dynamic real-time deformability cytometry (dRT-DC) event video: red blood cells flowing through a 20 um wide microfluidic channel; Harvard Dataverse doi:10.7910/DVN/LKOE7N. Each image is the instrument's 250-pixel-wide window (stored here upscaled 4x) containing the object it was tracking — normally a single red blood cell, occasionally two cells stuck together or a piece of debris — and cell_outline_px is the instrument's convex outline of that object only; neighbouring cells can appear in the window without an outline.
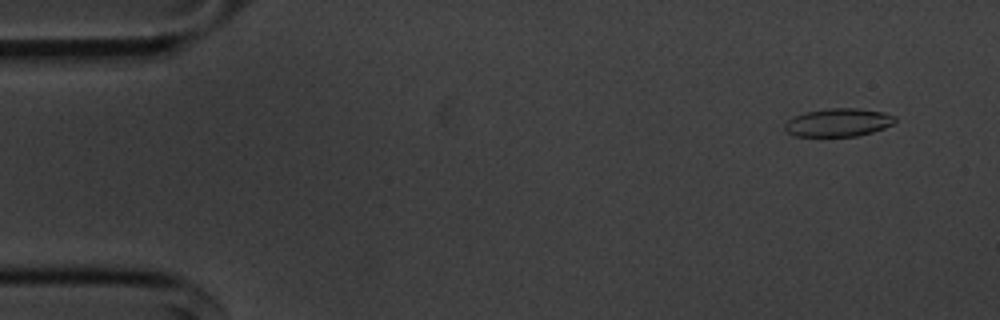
{"species": "common noctule bat (a hibernating species)", "species_latin": "Nyctalus noctula", "temperature_condition": "cold", "stored_images_in_passage": 55, "camera_frame_rate_fps": 3000, "um_per_image_px": 0.085, "animal": {"sex": "male", "body_mass_g": 20.1, "forearm_length_mm": 53.5}, "frame": {"image": 1, "passage_image": 4, "time_ms": 1.0, "image_size_px": [1000, 320], "cell_outline_px": [[896, 120], [892, 124], [884, 128], [872, 132], [856, 136], [796, 136], [788, 132], [784, 128], [784, 124], [788, 120], [804, 112], [828, 108], [856, 108], [884, 112], [896, 116]], "centroid_in_image_um": [71.27, 10.4], "position_along_channel_um": 13.7, "area_um2": 18.03}}
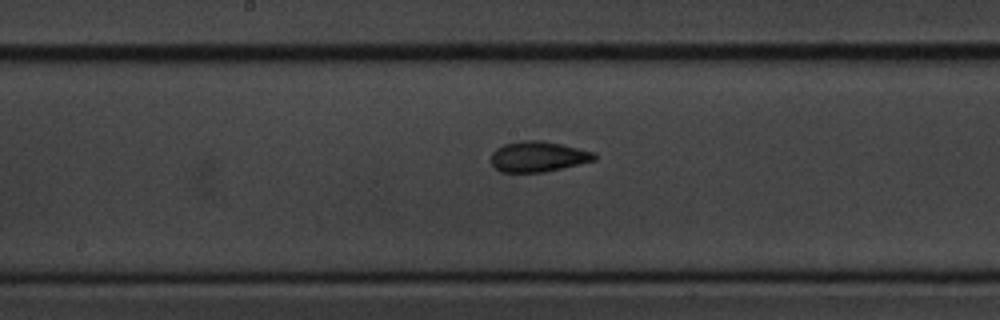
{"frame": {"image": 2, "passage_image": 28, "time_ms": 9.0, "image_size_px": [1000, 320], "cell_outline_px": [[596, 160], [544, 172], [500, 172], [492, 164], [492, 152], [496, 148], [504, 144], [520, 140], [540, 140], [560, 144], [596, 152]], "centroid_in_image_um": [45.74, 13.3], "position_along_channel_um": 202.5, "area_um2": 18.32}}
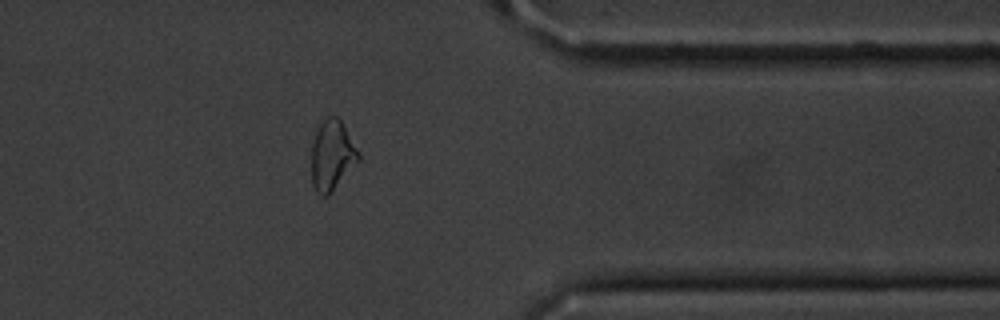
{"frame": {"image": 3, "passage_image": 44, "time_ms": 14.333, "image_size_px": [1000, 320], "cell_outline_px": [[360, 160], [328, 196], [320, 196], [316, 192], [312, 184], [312, 144], [316, 132], [320, 124], [328, 116], [336, 116], [340, 120], [360, 152]], "centroid_in_image_um": [28.23, 13.24], "position_along_channel_um": 383.2, "area_um2": 19.13}, "authors_computed_cell_mechanics": {"area_um2": 18.496, "velocity_mm_per_s": 3.6324, "shape_relaxation_time_tau1_ms": 3.9102, "shape_relaxation_time_tau2_ms": 1.7502, "deformation_change_tau1": 0.1408, "deformation_change_tau2": 0.0724}}